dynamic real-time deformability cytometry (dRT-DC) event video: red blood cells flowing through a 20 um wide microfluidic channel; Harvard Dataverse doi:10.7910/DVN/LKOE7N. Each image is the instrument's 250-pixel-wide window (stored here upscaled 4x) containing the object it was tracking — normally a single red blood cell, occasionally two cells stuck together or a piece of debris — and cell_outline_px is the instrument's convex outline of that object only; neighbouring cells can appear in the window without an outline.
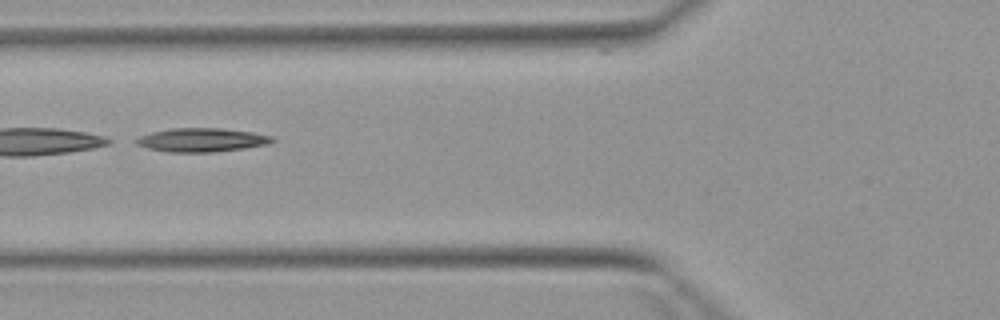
{"species": "Egyptian fruit bat (a non-hibernating species)", "species_latin": "Rousettus aegyptiacus", "temperature_condition": "warm", "stored_images_in_passage": 6, "camera_frame_rate_fps": 3000, "um_per_image_px": 0.085, "animal": {"sex": "female"}, "frame": {"image": 1, "passage_image": 5, "time_ms": 5.667, "image_size_px": [1000, 320], "cell_outline_px": [[276, 140], [268, 144], [244, 148], [212, 152], [168, 152], [148, 148], [136, 144], [132, 140], [140, 136], [152, 132], [168, 128], [220, 128], [252, 132], [272, 136]], "centroid_in_image_um": [17.12, 11.89], "position_along_channel_um": 108.7, "area_um2": 18.84}}
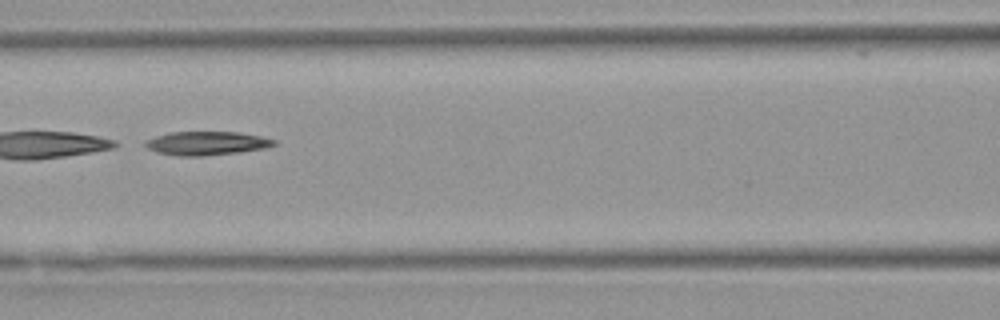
{"frame": {"image": 2, "passage_image": 6, "time_ms": 6.667, "image_size_px": [1000, 320], "cell_outline_px": [[276, 144], [268, 148], [240, 152], [200, 156], [176, 156], [156, 152], [140, 144], [144, 140], [168, 132], [236, 132], [260, 136], [276, 140]], "centroid_in_image_um": [17.51, 12.18], "position_along_channel_um": 149.1, "area_um2": 17.98}}